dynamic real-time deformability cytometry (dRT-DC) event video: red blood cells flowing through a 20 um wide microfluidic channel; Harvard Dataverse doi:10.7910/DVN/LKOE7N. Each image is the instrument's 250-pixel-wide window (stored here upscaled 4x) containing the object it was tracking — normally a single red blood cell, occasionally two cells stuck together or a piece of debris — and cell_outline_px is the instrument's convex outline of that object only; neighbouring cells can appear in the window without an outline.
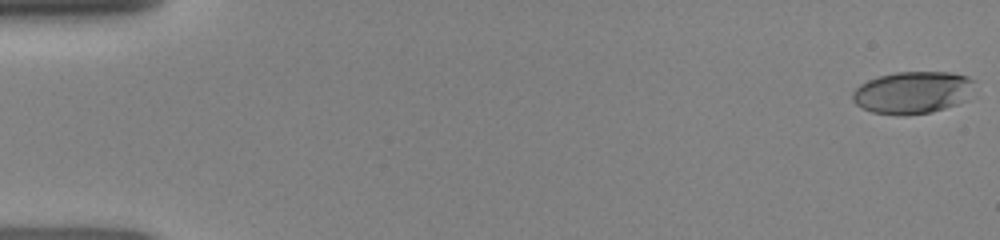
{"species": "human", "species_latin": "Homo sapiens", "temperature_condition": "room temperature", "stored_images_in_passage": 12, "camera_frame_rate_fps": 3000, "um_per_image_px": 0.085, "donor": {"sex": "female"}, "frame": {"image": 1, "passage_image": 1, "time_ms": 0.0, "image_size_px": [1000, 240], "cell_outline_px": [[976, 80], [968, 100], [932, 112], [872, 112], [856, 104], [852, 100], [852, 92], [860, 84], [868, 80], [880, 76], [896, 72], [952, 72], [968, 76]], "centroid_in_image_um": [77.63, 7.81], "position_along_channel_um": 7.4, "area_um2": 29.42}}
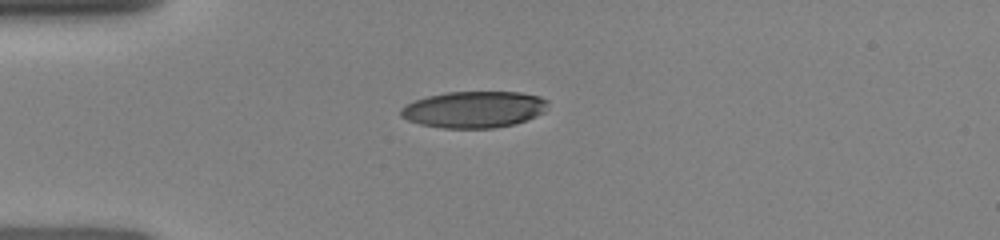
{"frame": {"image": 2, "passage_image": 10, "time_ms": 4.0, "image_size_px": [1000, 240], "cell_outline_px": [[548, 104], [544, 112], [536, 116], [516, 124], [496, 128], [444, 128], [420, 124], [408, 120], [400, 116], [400, 108], [404, 104], [428, 96], [448, 92], [520, 92], [540, 96], [548, 100]], "centroid_in_image_um": [40.3, 9.3], "position_along_channel_um": 44.7, "area_um2": 31.5}}